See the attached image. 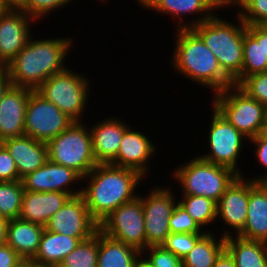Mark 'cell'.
Masks as SVG:
<instances>
[{
    "label": "cell",
    "mask_w": 267,
    "mask_h": 267,
    "mask_svg": "<svg viewBox=\"0 0 267 267\" xmlns=\"http://www.w3.org/2000/svg\"><path fill=\"white\" fill-rule=\"evenodd\" d=\"M22 258L8 245L0 246V267H16Z\"/></svg>",
    "instance_id": "60d3db41"
},
{
    "label": "cell",
    "mask_w": 267,
    "mask_h": 267,
    "mask_svg": "<svg viewBox=\"0 0 267 267\" xmlns=\"http://www.w3.org/2000/svg\"><path fill=\"white\" fill-rule=\"evenodd\" d=\"M261 26L267 30V21L265 23H263Z\"/></svg>",
    "instance_id": "db71d44e"
},
{
    "label": "cell",
    "mask_w": 267,
    "mask_h": 267,
    "mask_svg": "<svg viewBox=\"0 0 267 267\" xmlns=\"http://www.w3.org/2000/svg\"><path fill=\"white\" fill-rule=\"evenodd\" d=\"M175 30L176 43L169 62L177 75L210 89L213 95L234 84L221 69L216 56L192 28Z\"/></svg>",
    "instance_id": "3957f363"
},
{
    "label": "cell",
    "mask_w": 267,
    "mask_h": 267,
    "mask_svg": "<svg viewBox=\"0 0 267 267\" xmlns=\"http://www.w3.org/2000/svg\"><path fill=\"white\" fill-rule=\"evenodd\" d=\"M74 122L36 90L31 92L25 113V135L47 143Z\"/></svg>",
    "instance_id": "7c38bea8"
},
{
    "label": "cell",
    "mask_w": 267,
    "mask_h": 267,
    "mask_svg": "<svg viewBox=\"0 0 267 267\" xmlns=\"http://www.w3.org/2000/svg\"><path fill=\"white\" fill-rule=\"evenodd\" d=\"M211 105L249 140L259 135L266 123L267 108L238 85L212 95Z\"/></svg>",
    "instance_id": "52a82bcc"
},
{
    "label": "cell",
    "mask_w": 267,
    "mask_h": 267,
    "mask_svg": "<svg viewBox=\"0 0 267 267\" xmlns=\"http://www.w3.org/2000/svg\"><path fill=\"white\" fill-rule=\"evenodd\" d=\"M165 185H155L146 195L139 194L142 200L146 231V248L161 245L170 234L169 219L178 203L175 191ZM173 190V191H172ZM141 195V196H140Z\"/></svg>",
    "instance_id": "8fae6325"
},
{
    "label": "cell",
    "mask_w": 267,
    "mask_h": 267,
    "mask_svg": "<svg viewBox=\"0 0 267 267\" xmlns=\"http://www.w3.org/2000/svg\"><path fill=\"white\" fill-rule=\"evenodd\" d=\"M82 177L73 169L47 160V162L22 179L24 190L32 192H65L72 197L82 193ZM78 183V184H77ZM77 189L74 184L79 185Z\"/></svg>",
    "instance_id": "2e32d148"
},
{
    "label": "cell",
    "mask_w": 267,
    "mask_h": 267,
    "mask_svg": "<svg viewBox=\"0 0 267 267\" xmlns=\"http://www.w3.org/2000/svg\"><path fill=\"white\" fill-rule=\"evenodd\" d=\"M205 233H170L161 244L165 249L182 259Z\"/></svg>",
    "instance_id": "836d02e7"
},
{
    "label": "cell",
    "mask_w": 267,
    "mask_h": 267,
    "mask_svg": "<svg viewBox=\"0 0 267 267\" xmlns=\"http://www.w3.org/2000/svg\"><path fill=\"white\" fill-rule=\"evenodd\" d=\"M24 185L22 180L0 182V216L13 220L19 218Z\"/></svg>",
    "instance_id": "4dcf8cb0"
},
{
    "label": "cell",
    "mask_w": 267,
    "mask_h": 267,
    "mask_svg": "<svg viewBox=\"0 0 267 267\" xmlns=\"http://www.w3.org/2000/svg\"><path fill=\"white\" fill-rule=\"evenodd\" d=\"M139 172L111 164H97L82 182L81 195L91 217L100 224L120 205L135 199L139 185L146 181ZM137 188V190H136Z\"/></svg>",
    "instance_id": "6da1fadb"
},
{
    "label": "cell",
    "mask_w": 267,
    "mask_h": 267,
    "mask_svg": "<svg viewBox=\"0 0 267 267\" xmlns=\"http://www.w3.org/2000/svg\"><path fill=\"white\" fill-rule=\"evenodd\" d=\"M238 86L267 108V71L247 76Z\"/></svg>",
    "instance_id": "8d00e7d4"
},
{
    "label": "cell",
    "mask_w": 267,
    "mask_h": 267,
    "mask_svg": "<svg viewBox=\"0 0 267 267\" xmlns=\"http://www.w3.org/2000/svg\"><path fill=\"white\" fill-rule=\"evenodd\" d=\"M108 1H109V0H101V1L99 0V2H101V3H102V2L106 3V2H108Z\"/></svg>",
    "instance_id": "11a10c76"
},
{
    "label": "cell",
    "mask_w": 267,
    "mask_h": 267,
    "mask_svg": "<svg viewBox=\"0 0 267 267\" xmlns=\"http://www.w3.org/2000/svg\"><path fill=\"white\" fill-rule=\"evenodd\" d=\"M87 121H75L69 128L47 142L48 159L73 169L82 178L96 165Z\"/></svg>",
    "instance_id": "ba28073f"
},
{
    "label": "cell",
    "mask_w": 267,
    "mask_h": 267,
    "mask_svg": "<svg viewBox=\"0 0 267 267\" xmlns=\"http://www.w3.org/2000/svg\"><path fill=\"white\" fill-rule=\"evenodd\" d=\"M99 231L139 252L146 249L142 200L139 196L120 205L99 224Z\"/></svg>",
    "instance_id": "30bf717a"
},
{
    "label": "cell",
    "mask_w": 267,
    "mask_h": 267,
    "mask_svg": "<svg viewBox=\"0 0 267 267\" xmlns=\"http://www.w3.org/2000/svg\"><path fill=\"white\" fill-rule=\"evenodd\" d=\"M16 267H35V261L22 259Z\"/></svg>",
    "instance_id": "c3c4849f"
},
{
    "label": "cell",
    "mask_w": 267,
    "mask_h": 267,
    "mask_svg": "<svg viewBox=\"0 0 267 267\" xmlns=\"http://www.w3.org/2000/svg\"><path fill=\"white\" fill-rule=\"evenodd\" d=\"M235 7V14L246 26L262 25L267 21V0H241Z\"/></svg>",
    "instance_id": "d6a6232c"
},
{
    "label": "cell",
    "mask_w": 267,
    "mask_h": 267,
    "mask_svg": "<svg viewBox=\"0 0 267 267\" xmlns=\"http://www.w3.org/2000/svg\"><path fill=\"white\" fill-rule=\"evenodd\" d=\"M72 196L65 192H32L24 190L19 218L45 226L54 213Z\"/></svg>",
    "instance_id": "7402d4cb"
},
{
    "label": "cell",
    "mask_w": 267,
    "mask_h": 267,
    "mask_svg": "<svg viewBox=\"0 0 267 267\" xmlns=\"http://www.w3.org/2000/svg\"><path fill=\"white\" fill-rule=\"evenodd\" d=\"M80 242L79 238L45 229L41 236L39 250L32 260L38 264L58 266Z\"/></svg>",
    "instance_id": "83f0119b"
},
{
    "label": "cell",
    "mask_w": 267,
    "mask_h": 267,
    "mask_svg": "<svg viewBox=\"0 0 267 267\" xmlns=\"http://www.w3.org/2000/svg\"><path fill=\"white\" fill-rule=\"evenodd\" d=\"M252 144L251 146H255L254 149V156L257 158L256 162L267 169V139H265L261 134L257 135L256 137H253L249 140V144ZM252 179L255 182H267V170L264 171L263 174L256 177V175L252 176Z\"/></svg>",
    "instance_id": "f35d334b"
},
{
    "label": "cell",
    "mask_w": 267,
    "mask_h": 267,
    "mask_svg": "<svg viewBox=\"0 0 267 267\" xmlns=\"http://www.w3.org/2000/svg\"><path fill=\"white\" fill-rule=\"evenodd\" d=\"M241 0H220V5H221V8L226 10L227 8L230 10L231 9H234L235 6L240 2ZM229 6V7H228ZM227 7V8H225ZM232 7V8H231Z\"/></svg>",
    "instance_id": "bcb514c9"
},
{
    "label": "cell",
    "mask_w": 267,
    "mask_h": 267,
    "mask_svg": "<svg viewBox=\"0 0 267 267\" xmlns=\"http://www.w3.org/2000/svg\"><path fill=\"white\" fill-rule=\"evenodd\" d=\"M20 180L15 161L7 149L0 143V182Z\"/></svg>",
    "instance_id": "ab89813d"
},
{
    "label": "cell",
    "mask_w": 267,
    "mask_h": 267,
    "mask_svg": "<svg viewBox=\"0 0 267 267\" xmlns=\"http://www.w3.org/2000/svg\"><path fill=\"white\" fill-rule=\"evenodd\" d=\"M134 267H152L149 262L141 255L135 263Z\"/></svg>",
    "instance_id": "7dc6e473"
},
{
    "label": "cell",
    "mask_w": 267,
    "mask_h": 267,
    "mask_svg": "<svg viewBox=\"0 0 267 267\" xmlns=\"http://www.w3.org/2000/svg\"><path fill=\"white\" fill-rule=\"evenodd\" d=\"M213 267H236L234 258L225 249L217 258Z\"/></svg>",
    "instance_id": "7bdbcfd3"
},
{
    "label": "cell",
    "mask_w": 267,
    "mask_h": 267,
    "mask_svg": "<svg viewBox=\"0 0 267 267\" xmlns=\"http://www.w3.org/2000/svg\"><path fill=\"white\" fill-rule=\"evenodd\" d=\"M267 71V58H264L263 27L248 25L244 31L243 64L241 82L250 75Z\"/></svg>",
    "instance_id": "484cf974"
},
{
    "label": "cell",
    "mask_w": 267,
    "mask_h": 267,
    "mask_svg": "<svg viewBox=\"0 0 267 267\" xmlns=\"http://www.w3.org/2000/svg\"><path fill=\"white\" fill-rule=\"evenodd\" d=\"M1 144L15 161L20 180L43 166L48 160L47 143L30 136L9 138L3 140Z\"/></svg>",
    "instance_id": "44dd1931"
},
{
    "label": "cell",
    "mask_w": 267,
    "mask_h": 267,
    "mask_svg": "<svg viewBox=\"0 0 267 267\" xmlns=\"http://www.w3.org/2000/svg\"><path fill=\"white\" fill-rule=\"evenodd\" d=\"M225 249L236 267H267V243L240 236L225 238Z\"/></svg>",
    "instance_id": "4316f807"
},
{
    "label": "cell",
    "mask_w": 267,
    "mask_h": 267,
    "mask_svg": "<svg viewBox=\"0 0 267 267\" xmlns=\"http://www.w3.org/2000/svg\"><path fill=\"white\" fill-rule=\"evenodd\" d=\"M211 107L212 111L210 110V112L212 113L210 114L212 116L207 128L209 134L206 137L208 151L201 155H195L213 164L228 167L238 175H243V169L238 161H240L241 153L245 150V142L248 144L249 139L230 124L213 106Z\"/></svg>",
    "instance_id": "9c48e42d"
},
{
    "label": "cell",
    "mask_w": 267,
    "mask_h": 267,
    "mask_svg": "<svg viewBox=\"0 0 267 267\" xmlns=\"http://www.w3.org/2000/svg\"><path fill=\"white\" fill-rule=\"evenodd\" d=\"M182 164L171 172L172 180L181 187L180 193L204 196L216 202L238 176L232 169L205 161L197 155Z\"/></svg>",
    "instance_id": "5b68a950"
},
{
    "label": "cell",
    "mask_w": 267,
    "mask_h": 267,
    "mask_svg": "<svg viewBox=\"0 0 267 267\" xmlns=\"http://www.w3.org/2000/svg\"><path fill=\"white\" fill-rule=\"evenodd\" d=\"M35 267H58V266L43 265V264H38V263L35 262Z\"/></svg>",
    "instance_id": "f5cc1de1"
},
{
    "label": "cell",
    "mask_w": 267,
    "mask_h": 267,
    "mask_svg": "<svg viewBox=\"0 0 267 267\" xmlns=\"http://www.w3.org/2000/svg\"><path fill=\"white\" fill-rule=\"evenodd\" d=\"M180 199V200H179ZM178 203L205 232H214L217 218V202L204 196L181 194ZM211 226H213L211 228ZM208 227V228H206ZM210 228V229H209Z\"/></svg>",
    "instance_id": "f546056e"
},
{
    "label": "cell",
    "mask_w": 267,
    "mask_h": 267,
    "mask_svg": "<svg viewBox=\"0 0 267 267\" xmlns=\"http://www.w3.org/2000/svg\"><path fill=\"white\" fill-rule=\"evenodd\" d=\"M141 252L98 230L97 267H134Z\"/></svg>",
    "instance_id": "d4e9b609"
},
{
    "label": "cell",
    "mask_w": 267,
    "mask_h": 267,
    "mask_svg": "<svg viewBox=\"0 0 267 267\" xmlns=\"http://www.w3.org/2000/svg\"><path fill=\"white\" fill-rule=\"evenodd\" d=\"M8 9L6 8L4 1L0 0V17L6 12Z\"/></svg>",
    "instance_id": "f907efd6"
},
{
    "label": "cell",
    "mask_w": 267,
    "mask_h": 267,
    "mask_svg": "<svg viewBox=\"0 0 267 267\" xmlns=\"http://www.w3.org/2000/svg\"><path fill=\"white\" fill-rule=\"evenodd\" d=\"M45 226L16 218L8 220L6 244L22 259L32 260L37 254Z\"/></svg>",
    "instance_id": "cb8c5ba5"
},
{
    "label": "cell",
    "mask_w": 267,
    "mask_h": 267,
    "mask_svg": "<svg viewBox=\"0 0 267 267\" xmlns=\"http://www.w3.org/2000/svg\"><path fill=\"white\" fill-rule=\"evenodd\" d=\"M141 255L152 267H183L182 259L162 245L148 246Z\"/></svg>",
    "instance_id": "e575fe53"
},
{
    "label": "cell",
    "mask_w": 267,
    "mask_h": 267,
    "mask_svg": "<svg viewBox=\"0 0 267 267\" xmlns=\"http://www.w3.org/2000/svg\"><path fill=\"white\" fill-rule=\"evenodd\" d=\"M265 139H267V123L262 127V131L260 133Z\"/></svg>",
    "instance_id": "816d5d0a"
},
{
    "label": "cell",
    "mask_w": 267,
    "mask_h": 267,
    "mask_svg": "<svg viewBox=\"0 0 267 267\" xmlns=\"http://www.w3.org/2000/svg\"><path fill=\"white\" fill-rule=\"evenodd\" d=\"M36 22L23 10H8L0 17V67H6L36 35L31 30Z\"/></svg>",
    "instance_id": "e0dca14e"
},
{
    "label": "cell",
    "mask_w": 267,
    "mask_h": 267,
    "mask_svg": "<svg viewBox=\"0 0 267 267\" xmlns=\"http://www.w3.org/2000/svg\"><path fill=\"white\" fill-rule=\"evenodd\" d=\"M263 50L264 58H267V30L263 27Z\"/></svg>",
    "instance_id": "681fc988"
},
{
    "label": "cell",
    "mask_w": 267,
    "mask_h": 267,
    "mask_svg": "<svg viewBox=\"0 0 267 267\" xmlns=\"http://www.w3.org/2000/svg\"><path fill=\"white\" fill-rule=\"evenodd\" d=\"M31 36L26 46L6 66L14 86L36 90L55 73L65 70L74 38ZM66 64V65H65Z\"/></svg>",
    "instance_id": "7a4b0ae2"
},
{
    "label": "cell",
    "mask_w": 267,
    "mask_h": 267,
    "mask_svg": "<svg viewBox=\"0 0 267 267\" xmlns=\"http://www.w3.org/2000/svg\"><path fill=\"white\" fill-rule=\"evenodd\" d=\"M93 125L87 123L92 138V150L97 164H111L117 156L124 132L130 127L122 118H101Z\"/></svg>",
    "instance_id": "d6986e66"
},
{
    "label": "cell",
    "mask_w": 267,
    "mask_h": 267,
    "mask_svg": "<svg viewBox=\"0 0 267 267\" xmlns=\"http://www.w3.org/2000/svg\"><path fill=\"white\" fill-rule=\"evenodd\" d=\"M77 71L67 66L44 81L36 91L74 121H82L85 112H88L91 80L85 73Z\"/></svg>",
    "instance_id": "8992f818"
},
{
    "label": "cell",
    "mask_w": 267,
    "mask_h": 267,
    "mask_svg": "<svg viewBox=\"0 0 267 267\" xmlns=\"http://www.w3.org/2000/svg\"><path fill=\"white\" fill-rule=\"evenodd\" d=\"M12 85L7 68L0 67V102Z\"/></svg>",
    "instance_id": "b9f144b4"
},
{
    "label": "cell",
    "mask_w": 267,
    "mask_h": 267,
    "mask_svg": "<svg viewBox=\"0 0 267 267\" xmlns=\"http://www.w3.org/2000/svg\"><path fill=\"white\" fill-rule=\"evenodd\" d=\"M45 229L85 241L99 230V224L91 217L85 199L80 194L71 197L58 209Z\"/></svg>",
    "instance_id": "9a60e30c"
},
{
    "label": "cell",
    "mask_w": 267,
    "mask_h": 267,
    "mask_svg": "<svg viewBox=\"0 0 267 267\" xmlns=\"http://www.w3.org/2000/svg\"><path fill=\"white\" fill-rule=\"evenodd\" d=\"M247 219L240 237L267 243V182L250 179Z\"/></svg>",
    "instance_id": "603a6c76"
},
{
    "label": "cell",
    "mask_w": 267,
    "mask_h": 267,
    "mask_svg": "<svg viewBox=\"0 0 267 267\" xmlns=\"http://www.w3.org/2000/svg\"><path fill=\"white\" fill-rule=\"evenodd\" d=\"M136 2L140 8L154 11L157 15H168V17L170 15L171 20L176 21L174 26L176 29L193 28L212 18L217 9L218 11L222 9L220 0H137ZM189 16L192 19L185 20Z\"/></svg>",
    "instance_id": "4fadbf2b"
},
{
    "label": "cell",
    "mask_w": 267,
    "mask_h": 267,
    "mask_svg": "<svg viewBox=\"0 0 267 267\" xmlns=\"http://www.w3.org/2000/svg\"><path fill=\"white\" fill-rule=\"evenodd\" d=\"M98 231L89 239L81 241L58 265V267H97Z\"/></svg>",
    "instance_id": "1f68e13d"
},
{
    "label": "cell",
    "mask_w": 267,
    "mask_h": 267,
    "mask_svg": "<svg viewBox=\"0 0 267 267\" xmlns=\"http://www.w3.org/2000/svg\"><path fill=\"white\" fill-rule=\"evenodd\" d=\"M72 1L73 0H29V5L24 12L35 19L39 24V21L43 18L45 19V17L47 18V16H49L50 13L52 14L55 10L59 11V8L63 9L67 5L73 4Z\"/></svg>",
    "instance_id": "74e56055"
},
{
    "label": "cell",
    "mask_w": 267,
    "mask_h": 267,
    "mask_svg": "<svg viewBox=\"0 0 267 267\" xmlns=\"http://www.w3.org/2000/svg\"><path fill=\"white\" fill-rule=\"evenodd\" d=\"M169 227L170 233H206L179 203L170 216Z\"/></svg>",
    "instance_id": "d590c367"
},
{
    "label": "cell",
    "mask_w": 267,
    "mask_h": 267,
    "mask_svg": "<svg viewBox=\"0 0 267 267\" xmlns=\"http://www.w3.org/2000/svg\"><path fill=\"white\" fill-rule=\"evenodd\" d=\"M234 16L237 22L229 21L216 13L192 29L216 56L223 72L235 85H239L243 64L244 31L247 26L238 15Z\"/></svg>",
    "instance_id": "277c9868"
},
{
    "label": "cell",
    "mask_w": 267,
    "mask_h": 267,
    "mask_svg": "<svg viewBox=\"0 0 267 267\" xmlns=\"http://www.w3.org/2000/svg\"><path fill=\"white\" fill-rule=\"evenodd\" d=\"M245 177L238 175L217 202L216 222L225 224L221 230L228 227L220 232L223 238L238 236L245 226L250 193V179Z\"/></svg>",
    "instance_id": "5bb4252c"
},
{
    "label": "cell",
    "mask_w": 267,
    "mask_h": 267,
    "mask_svg": "<svg viewBox=\"0 0 267 267\" xmlns=\"http://www.w3.org/2000/svg\"><path fill=\"white\" fill-rule=\"evenodd\" d=\"M142 131L131 126L124 132L117 156L111 165L133 169L143 177H149L150 160L156 154L157 145ZM148 174V176H147Z\"/></svg>",
    "instance_id": "ac0fdd59"
},
{
    "label": "cell",
    "mask_w": 267,
    "mask_h": 267,
    "mask_svg": "<svg viewBox=\"0 0 267 267\" xmlns=\"http://www.w3.org/2000/svg\"><path fill=\"white\" fill-rule=\"evenodd\" d=\"M8 220L0 216V246L6 244Z\"/></svg>",
    "instance_id": "f6af8a7d"
},
{
    "label": "cell",
    "mask_w": 267,
    "mask_h": 267,
    "mask_svg": "<svg viewBox=\"0 0 267 267\" xmlns=\"http://www.w3.org/2000/svg\"><path fill=\"white\" fill-rule=\"evenodd\" d=\"M215 232H206L194 248L183 258V267H213L225 250V238ZM219 237V238H218Z\"/></svg>",
    "instance_id": "f1b7e54d"
},
{
    "label": "cell",
    "mask_w": 267,
    "mask_h": 267,
    "mask_svg": "<svg viewBox=\"0 0 267 267\" xmlns=\"http://www.w3.org/2000/svg\"><path fill=\"white\" fill-rule=\"evenodd\" d=\"M8 10H25L29 5V0H3Z\"/></svg>",
    "instance_id": "ee69618b"
},
{
    "label": "cell",
    "mask_w": 267,
    "mask_h": 267,
    "mask_svg": "<svg viewBox=\"0 0 267 267\" xmlns=\"http://www.w3.org/2000/svg\"><path fill=\"white\" fill-rule=\"evenodd\" d=\"M33 90L12 85L0 102V143L25 135V113Z\"/></svg>",
    "instance_id": "ffe728a7"
}]
</instances>
